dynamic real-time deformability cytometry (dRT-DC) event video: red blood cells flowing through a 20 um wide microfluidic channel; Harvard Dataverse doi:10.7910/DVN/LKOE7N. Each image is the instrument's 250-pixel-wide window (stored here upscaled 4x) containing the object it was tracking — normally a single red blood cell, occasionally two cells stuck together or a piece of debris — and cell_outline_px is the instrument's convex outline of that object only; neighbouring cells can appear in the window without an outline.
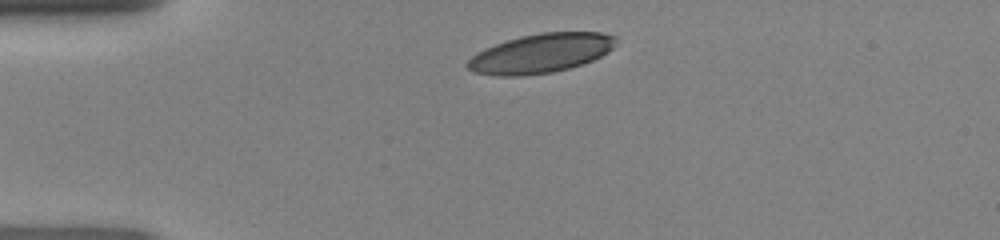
{"species": "human", "species_latin": "Homo sapiens", "temperature_condition": "room temperature", "stored_images_in_passage": 15, "camera_frame_rate_fps": 3000, "um_per_image_px": 0.085, "donor": {"sex": "female"}, "frame": {"image": 1, "passage_image": 1, "time_ms": 0.0, "image_size_px": [1000, 240], "cell_outline_px": [[616, 36], [612, 48], [608, 52], [592, 60], [568, 68], [552, 72], [520, 76], [496, 76], [472, 72], [464, 64], [472, 56], [484, 48], [520, 36], [540, 32], [604, 32]], "centroid_in_image_um": [45.93, 4.53], "position_along_channel_um": 39.1, "area_um2": 33.81}}
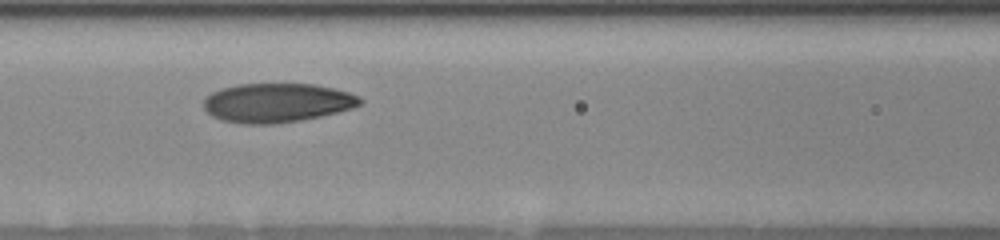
{"frame": {"image": 2, "passage_image": 11, "time_ms": 3.333, "image_size_px": [1000, 240], "cell_outline_px": [[364, 100], [360, 104], [352, 108], [320, 116], [300, 120], [276, 124], [244, 124], [220, 120], [212, 116], [204, 108], [204, 100], [212, 92], [220, 88], [240, 84], [312, 84], [332, 88], [348, 92], [360, 96]], "centroid_in_image_um": [23.53, 8.74], "position_along_channel_um": 143.1, "area_um2": 35.6}}
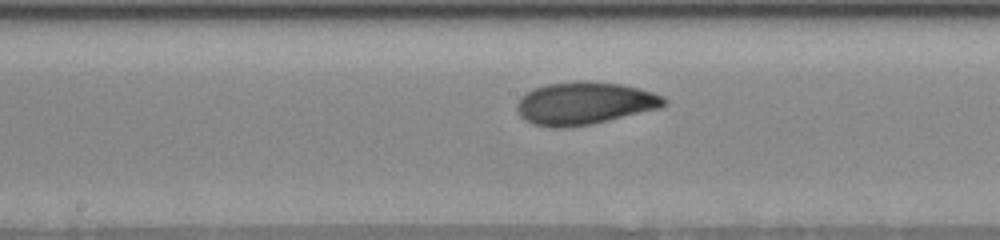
{"frame": {"image": 3, "passage_image": 15, "time_ms": 4.667, "image_size_px": [1000, 240], "cell_outline_px": [[668, 100], [660, 108], [588, 124], [564, 128], [556, 128], [532, 124], [524, 120], [516, 112], [516, 104], [520, 96], [532, 88], [548, 84], [576, 80], [588, 80], [620, 84], [640, 88], [664, 96]], "centroid_in_image_um": [49.62, 8.76], "position_along_channel_um": 198.6, "area_um2": 36.7}}